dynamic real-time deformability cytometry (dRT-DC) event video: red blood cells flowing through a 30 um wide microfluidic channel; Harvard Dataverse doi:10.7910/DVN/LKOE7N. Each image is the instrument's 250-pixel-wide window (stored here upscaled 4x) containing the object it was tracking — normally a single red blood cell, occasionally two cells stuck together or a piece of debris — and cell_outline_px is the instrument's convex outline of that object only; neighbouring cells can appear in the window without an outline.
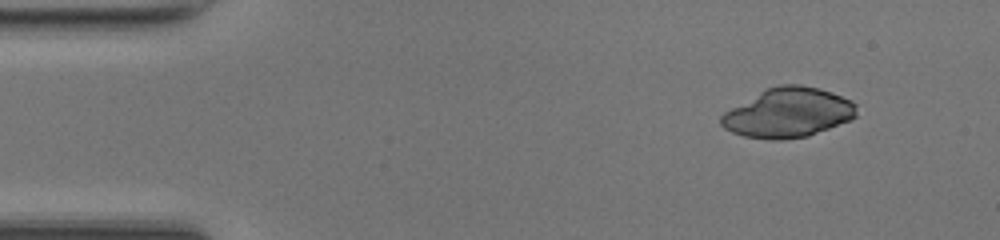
{"species": "common noctule bat (a hibernating species)", "species_latin": "Nyctalus noctula", "temperature_condition": "room temperature", "stored_images_in_passage": 11, "camera_frame_rate_fps": 3000, "um_per_image_px": 0.085, "animal": {"sex": "female", "body_mass_g": 17.0, "forearm_length_mm": 48.0}, "frame": {"image": 1, "passage_image": 1, "time_ms": 0.0, "image_size_px": [1000, 240], "cell_outline_px": [[852, 116], [844, 120], [812, 132], [800, 136], [756, 136], [816, 92], [824, 92], [836, 96], [852, 104]], "centroid_in_image_um": [68.93, 9.87], "position_along_channel_um": 16.1, "area_um2": 16.36}}